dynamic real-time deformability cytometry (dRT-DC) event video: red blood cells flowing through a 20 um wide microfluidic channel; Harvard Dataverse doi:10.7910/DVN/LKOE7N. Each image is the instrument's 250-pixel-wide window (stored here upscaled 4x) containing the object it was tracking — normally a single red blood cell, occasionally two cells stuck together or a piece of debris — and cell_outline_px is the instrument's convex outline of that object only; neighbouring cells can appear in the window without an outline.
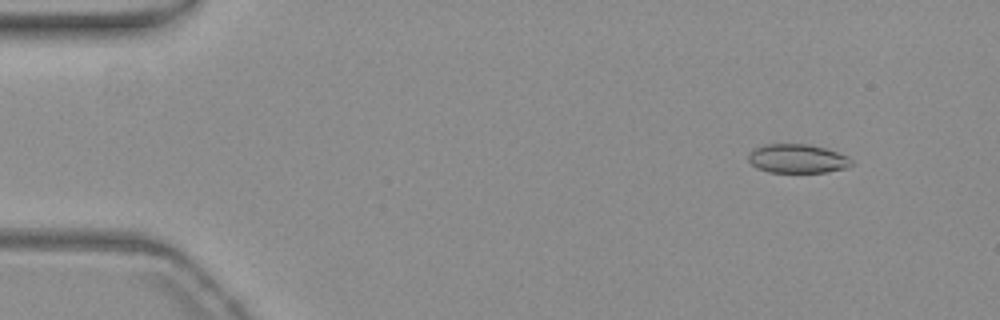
{"species": "common noctule bat (a hibernating species)", "species_latin": "Nyctalus noctula", "temperature_condition": "warm", "stored_images_in_passage": 55, "camera_frame_rate_fps": 3000, "um_per_image_px": 0.085, "animal": {"sex": "female", "body_mass_g": 19.3, "forearm_length_mm": 54.1}, "frame": {"image": 1, "passage_image": 6, "time_ms": 1.667, "image_size_px": [1000, 320], "cell_outline_px": [[852, 164], [844, 168], [828, 172], [768, 172], [756, 168], [748, 160], [748, 152], [752, 148], [764, 144], [808, 144], [824, 148], [848, 156], [852, 160]], "centroid_in_image_um": [67.72, 13.48], "position_along_channel_um": 17.3, "area_um2": 17.46}}
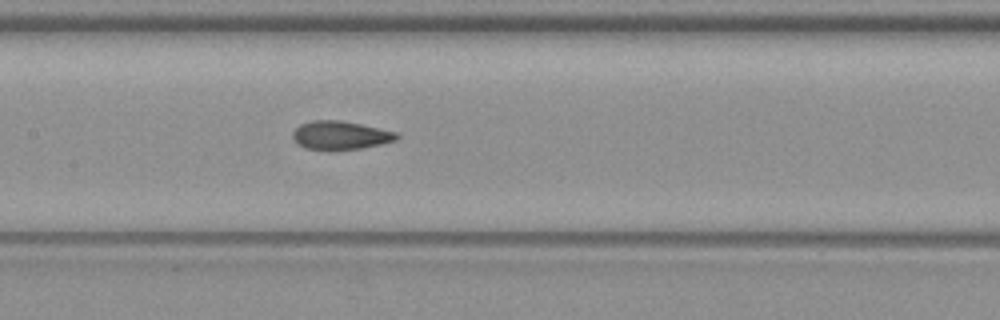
{"frame": {"image": 2, "passage_image": 27, "time_ms": 8.667, "image_size_px": [1000, 320], "cell_outline_px": [[400, 136], [396, 140], [380, 144], [360, 148], [336, 152], [328, 152], [304, 148], [296, 144], [292, 140], [292, 132], [300, 124], [312, 120], [340, 120], [360, 124], [396, 132]], "centroid_in_image_um": [28.85, 11.54], "position_along_channel_um": 178.5, "area_um2": 17.8}}
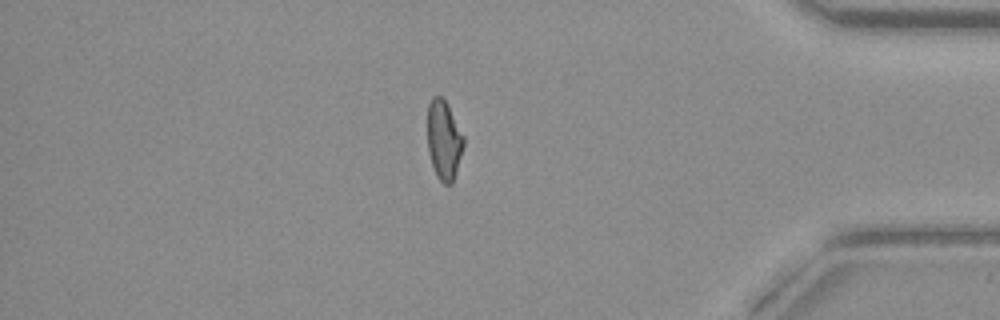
{"frame": {"image": 3, "passage_image": 47, "time_ms": 15.333, "image_size_px": [1000, 320], "cell_outline_px": [[464, 144], [456, 172], [452, 184], [444, 184], [436, 176], [428, 152], [428, 104], [432, 96], [444, 96], [464, 136]], "centroid_in_image_um": [37.73, 11.87], "position_along_channel_um": 397.5, "area_um2": 16.82}, "authors_computed_cell_mechanics": {"area_um2": 17.5712, "velocity_mm_per_s": 3.8083, "shape_relaxation_time_tau1_ms": 6.6613, "shape_relaxation_time_tau2_ms": 1.524, "deformation_change_tau1": 0.1766, "deformation_change_tau2": 0.0706}}